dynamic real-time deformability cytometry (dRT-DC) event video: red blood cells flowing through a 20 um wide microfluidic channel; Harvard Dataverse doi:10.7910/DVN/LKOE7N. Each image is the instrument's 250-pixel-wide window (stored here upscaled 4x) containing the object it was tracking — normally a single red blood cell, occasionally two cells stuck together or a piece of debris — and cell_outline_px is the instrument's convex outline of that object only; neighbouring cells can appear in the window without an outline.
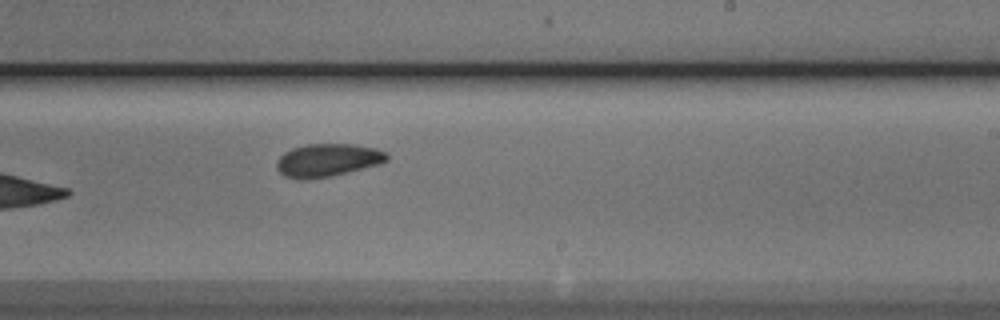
{"species": "Egyptian fruit bat (a non-hibernating species)", "species_latin": "Rousettus aegyptiacus", "temperature_condition": "cold", "stored_images_in_passage": 9, "camera_frame_rate_fps": 3000, "um_per_image_px": 0.085, "animal": {"sex": "male"}, "frame": {"image": 1, "passage_image": 9, "time_ms": 9.333, "image_size_px": [1000, 320], "cell_outline_px": [[388, 160], [380, 164], [328, 176], [284, 176], [276, 168], [276, 160], [284, 152], [292, 148], [304, 144], [352, 144], [376, 148], [384, 152], [388, 156]], "centroid_in_image_um": [27.86, 13.55], "position_along_channel_um": 261.1, "area_um2": 20.4}}